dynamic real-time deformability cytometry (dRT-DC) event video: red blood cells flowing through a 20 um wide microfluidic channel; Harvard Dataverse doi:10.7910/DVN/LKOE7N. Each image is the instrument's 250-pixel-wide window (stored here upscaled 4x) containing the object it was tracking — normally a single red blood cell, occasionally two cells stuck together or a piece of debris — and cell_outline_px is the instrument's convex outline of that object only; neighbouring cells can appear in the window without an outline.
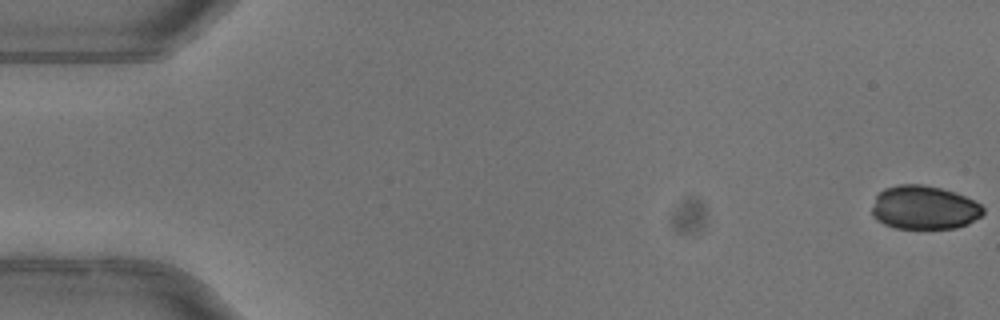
{"species": "common noctule bat (a hibernating species)", "species_latin": "Nyctalus noctula", "temperature_condition": "warm", "stored_images_in_passage": 52, "camera_frame_rate_fps": 3000, "um_per_image_px": 0.085, "animal": {"sex": "female"}, "frame": {"image": 1, "passage_image": 1, "time_ms": 0.0, "image_size_px": [1000, 320], "cell_outline_px": [[984, 212], [980, 216], [968, 224], [956, 228], [896, 228], [884, 224], [876, 220], [872, 216], [872, 208], [876, 196], [884, 188], [900, 184], [924, 184], [940, 188], [964, 196], [980, 204], [984, 208]], "centroid_in_image_um": [78.53, 17.64], "position_along_channel_um": 6.5, "area_um2": 28.21}}
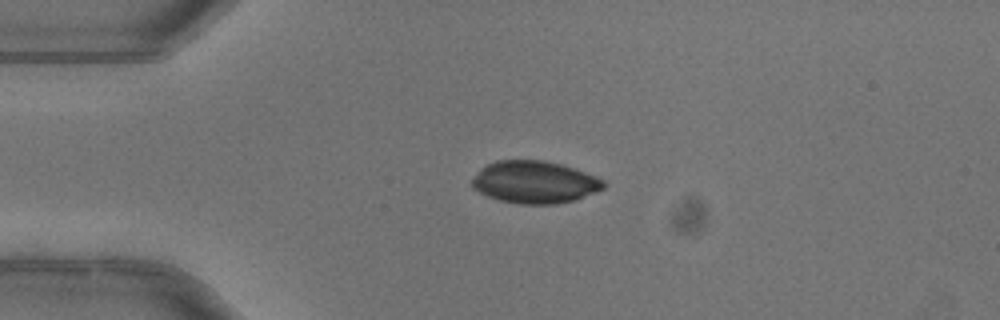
{"frame": {"image": 2, "passage_image": 13, "time_ms": 4.0, "image_size_px": [1000, 320], "cell_outline_px": [[604, 188], [596, 192], [572, 200], [556, 204], [520, 204], [500, 200], [488, 196], [472, 188], [472, 180], [480, 168], [496, 160], [544, 160], [560, 164], [596, 176], [604, 180]], "centroid_in_image_um": [45.42, 15.48], "position_along_channel_um": 39.6, "area_um2": 32.19}}